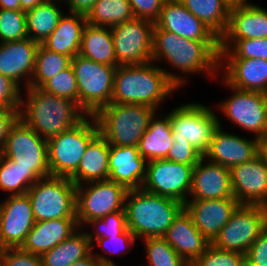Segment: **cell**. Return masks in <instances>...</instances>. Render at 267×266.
Listing matches in <instances>:
<instances>
[{
    "instance_id": "31",
    "label": "cell",
    "mask_w": 267,
    "mask_h": 266,
    "mask_svg": "<svg viewBox=\"0 0 267 266\" xmlns=\"http://www.w3.org/2000/svg\"><path fill=\"white\" fill-rule=\"evenodd\" d=\"M79 54L94 62L117 67L111 28L87 23Z\"/></svg>"
},
{
    "instance_id": "13",
    "label": "cell",
    "mask_w": 267,
    "mask_h": 266,
    "mask_svg": "<svg viewBox=\"0 0 267 266\" xmlns=\"http://www.w3.org/2000/svg\"><path fill=\"white\" fill-rule=\"evenodd\" d=\"M154 27V21L134 18L111 28L117 66L152 61Z\"/></svg>"
},
{
    "instance_id": "57",
    "label": "cell",
    "mask_w": 267,
    "mask_h": 266,
    "mask_svg": "<svg viewBox=\"0 0 267 266\" xmlns=\"http://www.w3.org/2000/svg\"><path fill=\"white\" fill-rule=\"evenodd\" d=\"M99 266H118L115 263H100Z\"/></svg>"
},
{
    "instance_id": "50",
    "label": "cell",
    "mask_w": 267,
    "mask_h": 266,
    "mask_svg": "<svg viewBox=\"0 0 267 266\" xmlns=\"http://www.w3.org/2000/svg\"><path fill=\"white\" fill-rule=\"evenodd\" d=\"M20 109L0 107V154L4 148L10 128L19 118Z\"/></svg>"
},
{
    "instance_id": "52",
    "label": "cell",
    "mask_w": 267,
    "mask_h": 266,
    "mask_svg": "<svg viewBox=\"0 0 267 266\" xmlns=\"http://www.w3.org/2000/svg\"><path fill=\"white\" fill-rule=\"evenodd\" d=\"M100 263H114L111 259L103 254H94L93 250L92 253L87 256L86 258L76 261L71 266H99Z\"/></svg>"
},
{
    "instance_id": "34",
    "label": "cell",
    "mask_w": 267,
    "mask_h": 266,
    "mask_svg": "<svg viewBox=\"0 0 267 266\" xmlns=\"http://www.w3.org/2000/svg\"><path fill=\"white\" fill-rule=\"evenodd\" d=\"M179 1L219 39L225 34L229 23L230 8L224 0Z\"/></svg>"
},
{
    "instance_id": "47",
    "label": "cell",
    "mask_w": 267,
    "mask_h": 266,
    "mask_svg": "<svg viewBox=\"0 0 267 266\" xmlns=\"http://www.w3.org/2000/svg\"><path fill=\"white\" fill-rule=\"evenodd\" d=\"M136 239L137 238L133 235V233L127 228L121 235H113L112 237L108 238H98L96 241L98 245L101 246L102 251H105V253H114L119 255V253L122 254L124 252L126 253L127 250H131L130 248L131 246L133 248ZM109 246L112 247L111 250L108 249Z\"/></svg>"
},
{
    "instance_id": "1",
    "label": "cell",
    "mask_w": 267,
    "mask_h": 266,
    "mask_svg": "<svg viewBox=\"0 0 267 266\" xmlns=\"http://www.w3.org/2000/svg\"><path fill=\"white\" fill-rule=\"evenodd\" d=\"M148 62L140 65H119L114 74L112 102L146 105L158 110L174 90L182 87L186 76L168 72ZM185 77V78H184Z\"/></svg>"
},
{
    "instance_id": "33",
    "label": "cell",
    "mask_w": 267,
    "mask_h": 266,
    "mask_svg": "<svg viewBox=\"0 0 267 266\" xmlns=\"http://www.w3.org/2000/svg\"><path fill=\"white\" fill-rule=\"evenodd\" d=\"M58 2L61 0H45L25 12L28 37L36 43H44L63 16L64 12L61 11L60 5L58 6Z\"/></svg>"
},
{
    "instance_id": "15",
    "label": "cell",
    "mask_w": 267,
    "mask_h": 266,
    "mask_svg": "<svg viewBox=\"0 0 267 266\" xmlns=\"http://www.w3.org/2000/svg\"><path fill=\"white\" fill-rule=\"evenodd\" d=\"M224 86L234 91L231 97L218 104V108L234 124L252 132L259 139L267 133V94L257 91H243Z\"/></svg>"
},
{
    "instance_id": "43",
    "label": "cell",
    "mask_w": 267,
    "mask_h": 266,
    "mask_svg": "<svg viewBox=\"0 0 267 266\" xmlns=\"http://www.w3.org/2000/svg\"><path fill=\"white\" fill-rule=\"evenodd\" d=\"M190 266H246L245 254L221 250L211 243Z\"/></svg>"
},
{
    "instance_id": "55",
    "label": "cell",
    "mask_w": 267,
    "mask_h": 266,
    "mask_svg": "<svg viewBox=\"0 0 267 266\" xmlns=\"http://www.w3.org/2000/svg\"><path fill=\"white\" fill-rule=\"evenodd\" d=\"M45 0H20V10L22 11H28L30 9H33L37 5H40Z\"/></svg>"
},
{
    "instance_id": "54",
    "label": "cell",
    "mask_w": 267,
    "mask_h": 266,
    "mask_svg": "<svg viewBox=\"0 0 267 266\" xmlns=\"http://www.w3.org/2000/svg\"><path fill=\"white\" fill-rule=\"evenodd\" d=\"M0 9L20 10V0H0Z\"/></svg>"
},
{
    "instance_id": "17",
    "label": "cell",
    "mask_w": 267,
    "mask_h": 266,
    "mask_svg": "<svg viewBox=\"0 0 267 266\" xmlns=\"http://www.w3.org/2000/svg\"><path fill=\"white\" fill-rule=\"evenodd\" d=\"M233 195L241 205L267 207V164L260 155L230 169Z\"/></svg>"
},
{
    "instance_id": "26",
    "label": "cell",
    "mask_w": 267,
    "mask_h": 266,
    "mask_svg": "<svg viewBox=\"0 0 267 266\" xmlns=\"http://www.w3.org/2000/svg\"><path fill=\"white\" fill-rule=\"evenodd\" d=\"M79 230L76 218H59L35 222L20 247L23 251L42 255Z\"/></svg>"
},
{
    "instance_id": "36",
    "label": "cell",
    "mask_w": 267,
    "mask_h": 266,
    "mask_svg": "<svg viewBox=\"0 0 267 266\" xmlns=\"http://www.w3.org/2000/svg\"><path fill=\"white\" fill-rule=\"evenodd\" d=\"M40 179L31 169H23L16 162L0 154V189L10 195H22Z\"/></svg>"
},
{
    "instance_id": "40",
    "label": "cell",
    "mask_w": 267,
    "mask_h": 266,
    "mask_svg": "<svg viewBox=\"0 0 267 266\" xmlns=\"http://www.w3.org/2000/svg\"><path fill=\"white\" fill-rule=\"evenodd\" d=\"M28 38L26 13L0 9V43Z\"/></svg>"
},
{
    "instance_id": "45",
    "label": "cell",
    "mask_w": 267,
    "mask_h": 266,
    "mask_svg": "<svg viewBox=\"0 0 267 266\" xmlns=\"http://www.w3.org/2000/svg\"><path fill=\"white\" fill-rule=\"evenodd\" d=\"M202 157L203 155L188 141H173L172 148L169 150L165 159L176 163L195 166Z\"/></svg>"
},
{
    "instance_id": "49",
    "label": "cell",
    "mask_w": 267,
    "mask_h": 266,
    "mask_svg": "<svg viewBox=\"0 0 267 266\" xmlns=\"http://www.w3.org/2000/svg\"><path fill=\"white\" fill-rule=\"evenodd\" d=\"M135 18L155 21L166 0H128Z\"/></svg>"
},
{
    "instance_id": "6",
    "label": "cell",
    "mask_w": 267,
    "mask_h": 266,
    "mask_svg": "<svg viewBox=\"0 0 267 266\" xmlns=\"http://www.w3.org/2000/svg\"><path fill=\"white\" fill-rule=\"evenodd\" d=\"M91 119V120H89ZM99 133L93 115L47 141L51 176L70 178L78 168L89 142Z\"/></svg>"
},
{
    "instance_id": "14",
    "label": "cell",
    "mask_w": 267,
    "mask_h": 266,
    "mask_svg": "<svg viewBox=\"0 0 267 266\" xmlns=\"http://www.w3.org/2000/svg\"><path fill=\"white\" fill-rule=\"evenodd\" d=\"M193 165L166 159L147 162L146 178L142 188L148 192L185 203L192 184Z\"/></svg>"
},
{
    "instance_id": "48",
    "label": "cell",
    "mask_w": 267,
    "mask_h": 266,
    "mask_svg": "<svg viewBox=\"0 0 267 266\" xmlns=\"http://www.w3.org/2000/svg\"><path fill=\"white\" fill-rule=\"evenodd\" d=\"M245 262L246 266H267V228L249 247Z\"/></svg>"
},
{
    "instance_id": "3",
    "label": "cell",
    "mask_w": 267,
    "mask_h": 266,
    "mask_svg": "<svg viewBox=\"0 0 267 266\" xmlns=\"http://www.w3.org/2000/svg\"><path fill=\"white\" fill-rule=\"evenodd\" d=\"M165 60L182 74L220 72V41H197L154 27L152 62Z\"/></svg>"
},
{
    "instance_id": "5",
    "label": "cell",
    "mask_w": 267,
    "mask_h": 266,
    "mask_svg": "<svg viewBox=\"0 0 267 266\" xmlns=\"http://www.w3.org/2000/svg\"><path fill=\"white\" fill-rule=\"evenodd\" d=\"M155 113L157 110L150 106L111 102L93 116L99 133L110 145L138 147Z\"/></svg>"
},
{
    "instance_id": "20",
    "label": "cell",
    "mask_w": 267,
    "mask_h": 266,
    "mask_svg": "<svg viewBox=\"0 0 267 266\" xmlns=\"http://www.w3.org/2000/svg\"><path fill=\"white\" fill-rule=\"evenodd\" d=\"M239 205L235 198L187 200L184 208L194 226L212 243Z\"/></svg>"
},
{
    "instance_id": "12",
    "label": "cell",
    "mask_w": 267,
    "mask_h": 266,
    "mask_svg": "<svg viewBox=\"0 0 267 266\" xmlns=\"http://www.w3.org/2000/svg\"><path fill=\"white\" fill-rule=\"evenodd\" d=\"M267 228V207L239 205L212 244L221 250L246 254Z\"/></svg>"
},
{
    "instance_id": "11",
    "label": "cell",
    "mask_w": 267,
    "mask_h": 266,
    "mask_svg": "<svg viewBox=\"0 0 267 266\" xmlns=\"http://www.w3.org/2000/svg\"><path fill=\"white\" fill-rule=\"evenodd\" d=\"M1 154L40 178L50 176L47 140L20 118L10 128Z\"/></svg>"
},
{
    "instance_id": "25",
    "label": "cell",
    "mask_w": 267,
    "mask_h": 266,
    "mask_svg": "<svg viewBox=\"0 0 267 266\" xmlns=\"http://www.w3.org/2000/svg\"><path fill=\"white\" fill-rule=\"evenodd\" d=\"M219 65L220 69H225L226 73L222 79L230 87L267 94V60L220 59Z\"/></svg>"
},
{
    "instance_id": "16",
    "label": "cell",
    "mask_w": 267,
    "mask_h": 266,
    "mask_svg": "<svg viewBox=\"0 0 267 266\" xmlns=\"http://www.w3.org/2000/svg\"><path fill=\"white\" fill-rule=\"evenodd\" d=\"M34 224L29 196L9 195L0 203V247H21Z\"/></svg>"
},
{
    "instance_id": "7",
    "label": "cell",
    "mask_w": 267,
    "mask_h": 266,
    "mask_svg": "<svg viewBox=\"0 0 267 266\" xmlns=\"http://www.w3.org/2000/svg\"><path fill=\"white\" fill-rule=\"evenodd\" d=\"M71 67L77 81L78 105L87 115H94L112 102L117 67L94 62L80 54L71 59Z\"/></svg>"
},
{
    "instance_id": "53",
    "label": "cell",
    "mask_w": 267,
    "mask_h": 266,
    "mask_svg": "<svg viewBox=\"0 0 267 266\" xmlns=\"http://www.w3.org/2000/svg\"><path fill=\"white\" fill-rule=\"evenodd\" d=\"M258 151L267 164V133L258 139Z\"/></svg>"
},
{
    "instance_id": "18",
    "label": "cell",
    "mask_w": 267,
    "mask_h": 266,
    "mask_svg": "<svg viewBox=\"0 0 267 266\" xmlns=\"http://www.w3.org/2000/svg\"><path fill=\"white\" fill-rule=\"evenodd\" d=\"M222 124L215 130L209 149L203 155L210 162L220 164L228 169L251 161L257 155L258 139H246L222 130Z\"/></svg>"
},
{
    "instance_id": "51",
    "label": "cell",
    "mask_w": 267,
    "mask_h": 266,
    "mask_svg": "<svg viewBox=\"0 0 267 266\" xmlns=\"http://www.w3.org/2000/svg\"><path fill=\"white\" fill-rule=\"evenodd\" d=\"M68 3L69 12L87 15L97 0H61Z\"/></svg>"
},
{
    "instance_id": "42",
    "label": "cell",
    "mask_w": 267,
    "mask_h": 266,
    "mask_svg": "<svg viewBox=\"0 0 267 266\" xmlns=\"http://www.w3.org/2000/svg\"><path fill=\"white\" fill-rule=\"evenodd\" d=\"M40 88L56 96L69 98L78 104L77 81L71 65L47 80Z\"/></svg>"
},
{
    "instance_id": "27",
    "label": "cell",
    "mask_w": 267,
    "mask_h": 266,
    "mask_svg": "<svg viewBox=\"0 0 267 266\" xmlns=\"http://www.w3.org/2000/svg\"><path fill=\"white\" fill-rule=\"evenodd\" d=\"M267 38V10L257 4L230 8L229 23L220 40Z\"/></svg>"
},
{
    "instance_id": "39",
    "label": "cell",
    "mask_w": 267,
    "mask_h": 266,
    "mask_svg": "<svg viewBox=\"0 0 267 266\" xmlns=\"http://www.w3.org/2000/svg\"><path fill=\"white\" fill-rule=\"evenodd\" d=\"M142 241L146 248L148 266H190L163 237Z\"/></svg>"
},
{
    "instance_id": "21",
    "label": "cell",
    "mask_w": 267,
    "mask_h": 266,
    "mask_svg": "<svg viewBox=\"0 0 267 266\" xmlns=\"http://www.w3.org/2000/svg\"><path fill=\"white\" fill-rule=\"evenodd\" d=\"M155 27L197 41H220V39L179 0H166Z\"/></svg>"
},
{
    "instance_id": "41",
    "label": "cell",
    "mask_w": 267,
    "mask_h": 266,
    "mask_svg": "<svg viewBox=\"0 0 267 266\" xmlns=\"http://www.w3.org/2000/svg\"><path fill=\"white\" fill-rule=\"evenodd\" d=\"M86 225H91L97 229L94 230V234L86 231L88 238L94 247V240L98 238H108L113 235H121L127 229V220L125 211H116L103 217L102 219H94L88 222ZM94 235V236H93Z\"/></svg>"
},
{
    "instance_id": "9",
    "label": "cell",
    "mask_w": 267,
    "mask_h": 266,
    "mask_svg": "<svg viewBox=\"0 0 267 266\" xmlns=\"http://www.w3.org/2000/svg\"><path fill=\"white\" fill-rule=\"evenodd\" d=\"M174 141H188L202 155L209 149L219 119L213 109L201 103L180 105L169 113Z\"/></svg>"
},
{
    "instance_id": "38",
    "label": "cell",
    "mask_w": 267,
    "mask_h": 266,
    "mask_svg": "<svg viewBox=\"0 0 267 266\" xmlns=\"http://www.w3.org/2000/svg\"><path fill=\"white\" fill-rule=\"evenodd\" d=\"M267 60V38L220 40V59Z\"/></svg>"
},
{
    "instance_id": "44",
    "label": "cell",
    "mask_w": 267,
    "mask_h": 266,
    "mask_svg": "<svg viewBox=\"0 0 267 266\" xmlns=\"http://www.w3.org/2000/svg\"><path fill=\"white\" fill-rule=\"evenodd\" d=\"M0 266H43L40 255L23 251L20 247L2 248Z\"/></svg>"
},
{
    "instance_id": "37",
    "label": "cell",
    "mask_w": 267,
    "mask_h": 266,
    "mask_svg": "<svg viewBox=\"0 0 267 266\" xmlns=\"http://www.w3.org/2000/svg\"><path fill=\"white\" fill-rule=\"evenodd\" d=\"M71 59L70 56L50 51L39 44L29 87L40 88L47 80L68 68L71 65Z\"/></svg>"
},
{
    "instance_id": "29",
    "label": "cell",
    "mask_w": 267,
    "mask_h": 266,
    "mask_svg": "<svg viewBox=\"0 0 267 266\" xmlns=\"http://www.w3.org/2000/svg\"><path fill=\"white\" fill-rule=\"evenodd\" d=\"M87 25L86 15L69 12L59 20L57 27L42 43L50 51L73 58L80 52L83 30Z\"/></svg>"
},
{
    "instance_id": "46",
    "label": "cell",
    "mask_w": 267,
    "mask_h": 266,
    "mask_svg": "<svg viewBox=\"0 0 267 266\" xmlns=\"http://www.w3.org/2000/svg\"><path fill=\"white\" fill-rule=\"evenodd\" d=\"M20 86L9 77L0 74V107L21 109Z\"/></svg>"
},
{
    "instance_id": "32",
    "label": "cell",
    "mask_w": 267,
    "mask_h": 266,
    "mask_svg": "<svg viewBox=\"0 0 267 266\" xmlns=\"http://www.w3.org/2000/svg\"><path fill=\"white\" fill-rule=\"evenodd\" d=\"M92 253V244L86 231L77 230L51 250L41 255L43 266H71Z\"/></svg>"
},
{
    "instance_id": "8",
    "label": "cell",
    "mask_w": 267,
    "mask_h": 266,
    "mask_svg": "<svg viewBox=\"0 0 267 266\" xmlns=\"http://www.w3.org/2000/svg\"><path fill=\"white\" fill-rule=\"evenodd\" d=\"M26 194L35 222L76 218V185L70 178L51 175L40 178Z\"/></svg>"
},
{
    "instance_id": "56",
    "label": "cell",
    "mask_w": 267,
    "mask_h": 266,
    "mask_svg": "<svg viewBox=\"0 0 267 266\" xmlns=\"http://www.w3.org/2000/svg\"><path fill=\"white\" fill-rule=\"evenodd\" d=\"M224 2L229 6V8L253 4L249 3L247 0H224Z\"/></svg>"
},
{
    "instance_id": "2",
    "label": "cell",
    "mask_w": 267,
    "mask_h": 266,
    "mask_svg": "<svg viewBox=\"0 0 267 266\" xmlns=\"http://www.w3.org/2000/svg\"><path fill=\"white\" fill-rule=\"evenodd\" d=\"M25 89L26 102L22 97L19 118L47 141L75 127L87 116L69 98L56 96L41 88Z\"/></svg>"
},
{
    "instance_id": "23",
    "label": "cell",
    "mask_w": 267,
    "mask_h": 266,
    "mask_svg": "<svg viewBox=\"0 0 267 266\" xmlns=\"http://www.w3.org/2000/svg\"><path fill=\"white\" fill-rule=\"evenodd\" d=\"M147 162L139 153L138 147L110 145L108 180L119 183L128 190L142 188Z\"/></svg>"
},
{
    "instance_id": "10",
    "label": "cell",
    "mask_w": 267,
    "mask_h": 266,
    "mask_svg": "<svg viewBox=\"0 0 267 266\" xmlns=\"http://www.w3.org/2000/svg\"><path fill=\"white\" fill-rule=\"evenodd\" d=\"M86 184V186H85ZM76 186V220L79 229L94 219L125 211L128 189L110 180L88 182Z\"/></svg>"
},
{
    "instance_id": "4",
    "label": "cell",
    "mask_w": 267,
    "mask_h": 266,
    "mask_svg": "<svg viewBox=\"0 0 267 266\" xmlns=\"http://www.w3.org/2000/svg\"><path fill=\"white\" fill-rule=\"evenodd\" d=\"M184 204L143 188L128 190L125 198L127 228L138 239L164 237Z\"/></svg>"
},
{
    "instance_id": "22",
    "label": "cell",
    "mask_w": 267,
    "mask_h": 266,
    "mask_svg": "<svg viewBox=\"0 0 267 266\" xmlns=\"http://www.w3.org/2000/svg\"><path fill=\"white\" fill-rule=\"evenodd\" d=\"M38 47L39 44L29 37L0 43V74L9 77L19 86L23 80L28 88L35 68Z\"/></svg>"
},
{
    "instance_id": "35",
    "label": "cell",
    "mask_w": 267,
    "mask_h": 266,
    "mask_svg": "<svg viewBox=\"0 0 267 266\" xmlns=\"http://www.w3.org/2000/svg\"><path fill=\"white\" fill-rule=\"evenodd\" d=\"M134 18L128 0H97L86 15L88 24L108 28Z\"/></svg>"
},
{
    "instance_id": "24",
    "label": "cell",
    "mask_w": 267,
    "mask_h": 266,
    "mask_svg": "<svg viewBox=\"0 0 267 266\" xmlns=\"http://www.w3.org/2000/svg\"><path fill=\"white\" fill-rule=\"evenodd\" d=\"M188 263L193 264L211 244L194 226L190 214L183 208L163 237Z\"/></svg>"
},
{
    "instance_id": "19",
    "label": "cell",
    "mask_w": 267,
    "mask_h": 266,
    "mask_svg": "<svg viewBox=\"0 0 267 266\" xmlns=\"http://www.w3.org/2000/svg\"><path fill=\"white\" fill-rule=\"evenodd\" d=\"M202 157L194 166L188 200L235 198L230 169ZM205 162V163H203Z\"/></svg>"
},
{
    "instance_id": "28",
    "label": "cell",
    "mask_w": 267,
    "mask_h": 266,
    "mask_svg": "<svg viewBox=\"0 0 267 266\" xmlns=\"http://www.w3.org/2000/svg\"><path fill=\"white\" fill-rule=\"evenodd\" d=\"M110 144L98 133L87 145L77 171L70 177L77 186L108 180Z\"/></svg>"
},
{
    "instance_id": "30",
    "label": "cell",
    "mask_w": 267,
    "mask_h": 266,
    "mask_svg": "<svg viewBox=\"0 0 267 266\" xmlns=\"http://www.w3.org/2000/svg\"><path fill=\"white\" fill-rule=\"evenodd\" d=\"M151 117L147 130L142 135L138 151L147 161L165 159L173 145L172 126L168 115L163 118Z\"/></svg>"
}]
</instances>
